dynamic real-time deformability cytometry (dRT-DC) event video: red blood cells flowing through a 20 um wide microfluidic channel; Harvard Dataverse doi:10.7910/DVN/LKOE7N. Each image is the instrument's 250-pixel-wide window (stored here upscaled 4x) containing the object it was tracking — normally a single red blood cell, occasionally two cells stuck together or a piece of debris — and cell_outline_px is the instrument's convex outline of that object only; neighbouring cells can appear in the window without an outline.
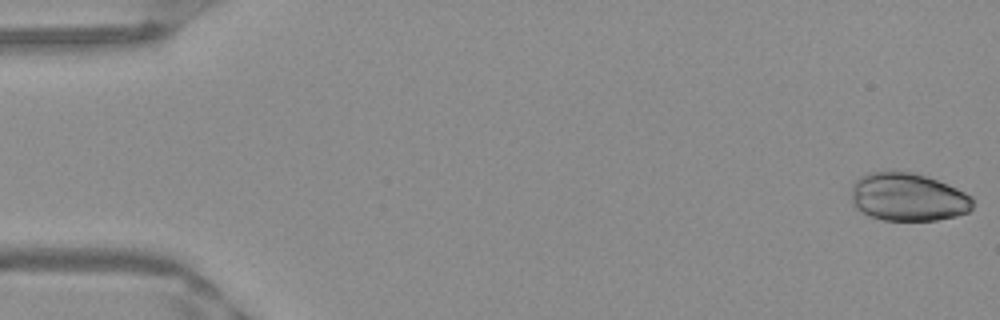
{"species": "Egyptian fruit bat (a non-hibernating species)", "species_latin": "Rousettus aegyptiacus", "temperature_condition": "warm", "stored_images_in_passage": 51, "camera_frame_rate_fps": 3000, "um_per_image_px": 0.085, "frame": {"image": 1, "passage_image": 1, "time_ms": 0.0, "image_size_px": [1000, 320], "cell_outline_px": [[972, 208], [968, 212], [956, 216], [936, 220], [884, 220], [868, 216], [856, 208], [852, 204], [852, 188], [856, 180], [860, 176], [868, 172], [892, 168], [912, 172], [948, 184], [972, 196]], "centroid_in_image_um": [77.14, 16.72], "position_along_channel_um": 7.9, "area_um2": 34.51}}
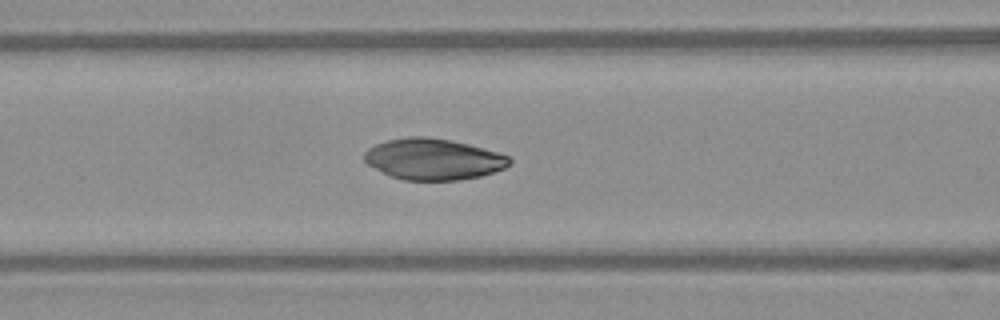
{"frame": {"image": 2, "passage_image": 21, "time_ms": 6.667, "image_size_px": [1000, 320], "cell_outline_px": [[512, 164], [504, 168], [480, 176], [456, 180], [404, 180], [392, 176], [368, 164], [364, 160], [364, 152], [368, 148], [376, 144], [388, 140], [412, 136], [424, 136], [448, 140], [468, 144], [484, 148], [508, 156], [512, 160]], "centroid_in_image_um": [36.84, 13.53], "position_along_channel_um": 129.8, "area_um2": 34.45}}
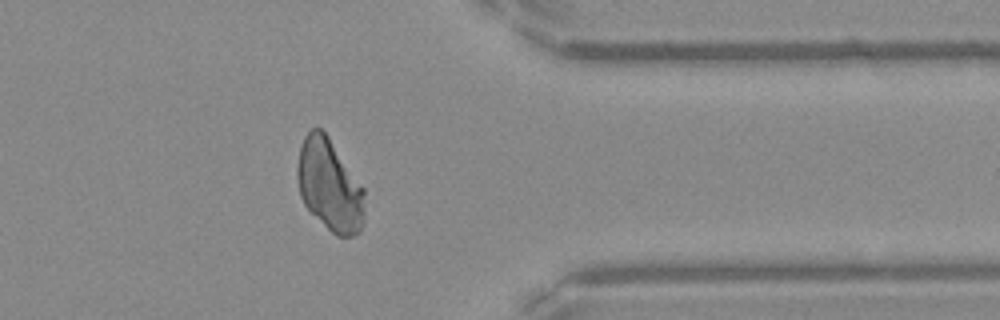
{"frame": {"image": 3, "passage_image": 41, "time_ms": 13.333, "image_size_px": [1000, 320], "cell_outline_px": [[364, 224], [360, 232], [352, 236], [336, 236], [304, 204], [300, 196], [296, 176], [296, 168], [300, 148], [304, 136], [312, 128], [320, 128], [328, 136], [364, 188]], "centroid_in_image_um": [28.02, 15.75], "position_along_channel_um": 383.4, "area_um2": 35.95}}